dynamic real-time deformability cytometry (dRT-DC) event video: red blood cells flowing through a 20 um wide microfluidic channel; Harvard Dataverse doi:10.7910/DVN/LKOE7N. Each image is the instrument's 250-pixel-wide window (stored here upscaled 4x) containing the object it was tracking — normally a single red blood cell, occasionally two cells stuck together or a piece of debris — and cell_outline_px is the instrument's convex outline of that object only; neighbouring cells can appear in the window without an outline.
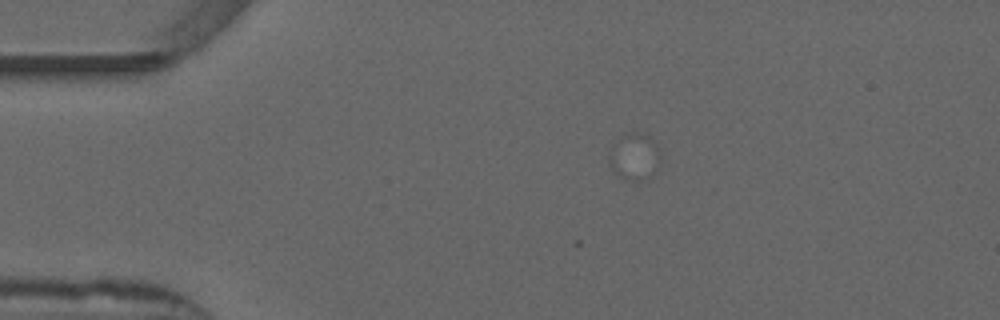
{"species": "common noctule bat (a hibernating species)", "species_latin": "Nyctalus noctula", "temperature_condition": "warm", "stored_images_in_passage": 3, "camera_frame_rate_fps": 3000, "um_per_image_px": 0.085, "animal": {"sex": "male", "forearm_length_mm": 52.5}, "frame": {"image": 1, "passage_image": 2, "time_ms": 0.333, "image_size_px": [1000, 320], "cell_outline_px": [[660, 160], [656, 168], [644, 180], [624, 180], [608, 164], [608, 156], [612, 148], [628, 132], [636, 132], [648, 136], [656, 144], [660, 152]], "centroid_in_image_um": [53.93, 13.33], "position_along_channel_um": 31.1, "area_um2": 13.53}}